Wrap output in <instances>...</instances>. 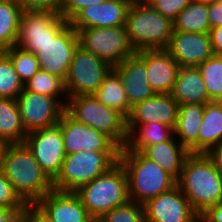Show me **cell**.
I'll list each match as a JSON object with an SVG mask.
<instances>
[{
	"instance_id": "obj_36",
	"label": "cell",
	"mask_w": 222,
	"mask_h": 222,
	"mask_svg": "<svg viewBox=\"0 0 222 222\" xmlns=\"http://www.w3.org/2000/svg\"><path fill=\"white\" fill-rule=\"evenodd\" d=\"M28 205L14 191L11 182L0 170V208L26 209Z\"/></svg>"
},
{
	"instance_id": "obj_45",
	"label": "cell",
	"mask_w": 222,
	"mask_h": 222,
	"mask_svg": "<svg viewBox=\"0 0 222 222\" xmlns=\"http://www.w3.org/2000/svg\"><path fill=\"white\" fill-rule=\"evenodd\" d=\"M206 155L210 158L215 167L222 173V140L211 148Z\"/></svg>"
},
{
	"instance_id": "obj_29",
	"label": "cell",
	"mask_w": 222,
	"mask_h": 222,
	"mask_svg": "<svg viewBox=\"0 0 222 222\" xmlns=\"http://www.w3.org/2000/svg\"><path fill=\"white\" fill-rule=\"evenodd\" d=\"M23 11L17 0L0 1V52L16 45Z\"/></svg>"
},
{
	"instance_id": "obj_28",
	"label": "cell",
	"mask_w": 222,
	"mask_h": 222,
	"mask_svg": "<svg viewBox=\"0 0 222 222\" xmlns=\"http://www.w3.org/2000/svg\"><path fill=\"white\" fill-rule=\"evenodd\" d=\"M27 134L17 101L0 98V138L9 144L24 143Z\"/></svg>"
},
{
	"instance_id": "obj_27",
	"label": "cell",
	"mask_w": 222,
	"mask_h": 222,
	"mask_svg": "<svg viewBox=\"0 0 222 222\" xmlns=\"http://www.w3.org/2000/svg\"><path fill=\"white\" fill-rule=\"evenodd\" d=\"M102 104L111 107L127 118L131 111L126 91L118 73L112 69L93 94Z\"/></svg>"
},
{
	"instance_id": "obj_42",
	"label": "cell",
	"mask_w": 222,
	"mask_h": 222,
	"mask_svg": "<svg viewBox=\"0 0 222 222\" xmlns=\"http://www.w3.org/2000/svg\"><path fill=\"white\" fill-rule=\"evenodd\" d=\"M200 222H222V202L203 213Z\"/></svg>"
},
{
	"instance_id": "obj_9",
	"label": "cell",
	"mask_w": 222,
	"mask_h": 222,
	"mask_svg": "<svg viewBox=\"0 0 222 222\" xmlns=\"http://www.w3.org/2000/svg\"><path fill=\"white\" fill-rule=\"evenodd\" d=\"M112 69L109 63L78 45L64 82L67 98L93 95Z\"/></svg>"
},
{
	"instance_id": "obj_1",
	"label": "cell",
	"mask_w": 222,
	"mask_h": 222,
	"mask_svg": "<svg viewBox=\"0 0 222 222\" xmlns=\"http://www.w3.org/2000/svg\"><path fill=\"white\" fill-rule=\"evenodd\" d=\"M177 186L199 216L222 202V173L206 154L186 157Z\"/></svg>"
},
{
	"instance_id": "obj_34",
	"label": "cell",
	"mask_w": 222,
	"mask_h": 222,
	"mask_svg": "<svg viewBox=\"0 0 222 222\" xmlns=\"http://www.w3.org/2000/svg\"><path fill=\"white\" fill-rule=\"evenodd\" d=\"M24 89L10 59L0 52V98L15 99Z\"/></svg>"
},
{
	"instance_id": "obj_30",
	"label": "cell",
	"mask_w": 222,
	"mask_h": 222,
	"mask_svg": "<svg viewBox=\"0 0 222 222\" xmlns=\"http://www.w3.org/2000/svg\"><path fill=\"white\" fill-rule=\"evenodd\" d=\"M174 31L210 33L208 5L191 1L173 21Z\"/></svg>"
},
{
	"instance_id": "obj_22",
	"label": "cell",
	"mask_w": 222,
	"mask_h": 222,
	"mask_svg": "<svg viewBox=\"0 0 222 222\" xmlns=\"http://www.w3.org/2000/svg\"><path fill=\"white\" fill-rule=\"evenodd\" d=\"M170 95L179 106L211 102L198 67H180Z\"/></svg>"
},
{
	"instance_id": "obj_11",
	"label": "cell",
	"mask_w": 222,
	"mask_h": 222,
	"mask_svg": "<svg viewBox=\"0 0 222 222\" xmlns=\"http://www.w3.org/2000/svg\"><path fill=\"white\" fill-rule=\"evenodd\" d=\"M24 143L41 169L53 181L60 173L66 157L59 124L29 132Z\"/></svg>"
},
{
	"instance_id": "obj_5",
	"label": "cell",
	"mask_w": 222,
	"mask_h": 222,
	"mask_svg": "<svg viewBox=\"0 0 222 222\" xmlns=\"http://www.w3.org/2000/svg\"><path fill=\"white\" fill-rule=\"evenodd\" d=\"M125 26L135 51L166 48L174 32L172 20L161 15L151 4L138 0L131 2Z\"/></svg>"
},
{
	"instance_id": "obj_19",
	"label": "cell",
	"mask_w": 222,
	"mask_h": 222,
	"mask_svg": "<svg viewBox=\"0 0 222 222\" xmlns=\"http://www.w3.org/2000/svg\"><path fill=\"white\" fill-rule=\"evenodd\" d=\"M179 104L170 94L156 93L132 106L126 125H144L151 122L161 123L175 129Z\"/></svg>"
},
{
	"instance_id": "obj_14",
	"label": "cell",
	"mask_w": 222,
	"mask_h": 222,
	"mask_svg": "<svg viewBox=\"0 0 222 222\" xmlns=\"http://www.w3.org/2000/svg\"><path fill=\"white\" fill-rule=\"evenodd\" d=\"M65 154L79 151L120 152V147L106 134L75 121L66 112L59 120Z\"/></svg>"
},
{
	"instance_id": "obj_26",
	"label": "cell",
	"mask_w": 222,
	"mask_h": 222,
	"mask_svg": "<svg viewBox=\"0 0 222 222\" xmlns=\"http://www.w3.org/2000/svg\"><path fill=\"white\" fill-rule=\"evenodd\" d=\"M222 140V101L205 104L199 128V153L206 154Z\"/></svg>"
},
{
	"instance_id": "obj_24",
	"label": "cell",
	"mask_w": 222,
	"mask_h": 222,
	"mask_svg": "<svg viewBox=\"0 0 222 222\" xmlns=\"http://www.w3.org/2000/svg\"><path fill=\"white\" fill-rule=\"evenodd\" d=\"M203 104L185 103L179 106L175 138L190 152L199 153V128L204 114Z\"/></svg>"
},
{
	"instance_id": "obj_8",
	"label": "cell",
	"mask_w": 222,
	"mask_h": 222,
	"mask_svg": "<svg viewBox=\"0 0 222 222\" xmlns=\"http://www.w3.org/2000/svg\"><path fill=\"white\" fill-rule=\"evenodd\" d=\"M79 45L112 67L136 53L132 47L126 26L82 28L77 31Z\"/></svg>"
},
{
	"instance_id": "obj_25",
	"label": "cell",
	"mask_w": 222,
	"mask_h": 222,
	"mask_svg": "<svg viewBox=\"0 0 222 222\" xmlns=\"http://www.w3.org/2000/svg\"><path fill=\"white\" fill-rule=\"evenodd\" d=\"M128 138L124 148L120 151H138L145 146L169 141L175 136L174 128L151 122L144 125H126Z\"/></svg>"
},
{
	"instance_id": "obj_49",
	"label": "cell",
	"mask_w": 222,
	"mask_h": 222,
	"mask_svg": "<svg viewBox=\"0 0 222 222\" xmlns=\"http://www.w3.org/2000/svg\"><path fill=\"white\" fill-rule=\"evenodd\" d=\"M138 1L146 3V4H150L153 0H138Z\"/></svg>"
},
{
	"instance_id": "obj_10",
	"label": "cell",
	"mask_w": 222,
	"mask_h": 222,
	"mask_svg": "<svg viewBox=\"0 0 222 222\" xmlns=\"http://www.w3.org/2000/svg\"><path fill=\"white\" fill-rule=\"evenodd\" d=\"M67 23L57 11L25 9L21 16L16 45L35 54Z\"/></svg>"
},
{
	"instance_id": "obj_16",
	"label": "cell",
	"mask_w": 222,
	"mask_h": 222,
	"mask_svg": "<svg viewBox=\"0 0 222 222\" xmlns=\"http://www.w3.org/2000/svg\"><path fill=\"white\" fill-rule=\"evenodd\" d=\"M165 49L180 67H198L214 55L209 33L174 31Z\"/></svg>"
},
{
	"instance_id": "obj_17",
	"label": "cell",
	"mask_w": 222,
	"mask_h": 222,
	"mask_svg": "<svg viewBox=\"0 0 222 222\" xmlns=\"http://www.w3.org/2000/svg\"><path fill=\"white\" fill-rule=\"evenodd\" d=\"M133 0H105L79 11L70 21L76 30L82 28L118 27L126 24L128 8Z\"/></svg>"
},
{
	"instance_id": "obj_38",
	"label": "cell",
	"mask_w": 222,
	"mask_h": 222,
	"mask_svg": "<svg viewBox=\"0 0 222 222\" xmlns=\"http://www.w3.org/2000/svg\"><path fill=\"white\" fill-rule=\"evenodd\" d=\"M103 1L105 0H62L58 12L69 22L83 8Z\"/></svg>"
},
{
	"instance_id": "obj_12",
	"label": "cell",
	"mask_w": 222,
	"mask_h": 222,
	"mask_svg": "<svg viewBox=\"0 0 222 222\" xmlns=\"http://www.w3.org/2000/svg\"><path fill=\"white\" fill-rule=\"evenodd\" d=\"M78 45L77 31L68 22L35 53L40 69L65 82L69 66Z\"/></svg>"
},
{
	"instance_id": "obj_6",
	"label": "cell",
	"mask_w": 222,
	"mask_h": 222,
	"mask_svg": "<svg viewBox=\"0 0 222 222\" xmlns=\"http://www.w3.org/2000/svg\"><path fill=\"white\" fill-rule=\"evenodd\" d=\"M65 112L75 121L106 134L120 148L125 147L128 138L126 118L94 95L67 98Z\"/></svg>"
},
{
	"instance_id": "obj_18",
	"label": "cell",
	"mask_w": 222,
	"mask_h": 222,
	"mask_svg": "<svg viewBox=\"0 0 222 222\" xmlns=\"http://www.w3.org/2000/svg\"><path fill=\"white\" fill-rule=\"evenodd\" d=\"M34 206L51 222H89L92 219L75 192L53 189Z\"/></svg>"
},
{
	"instance_id": "obj_46",
	"label": "cell",
	"mask_w": 222,
	"mask_h": 222,
	"mask_svg": "<svg viewBox=\"0 0 222 222\" xmlns=\"http://www.w3.org/2000/svg\"><path fill=\"white\" fill-rule=\"evenodd\" d=\"M8 145L9 143L6 140L0 138V170L2 169L4 154Z\"/></svg>"
},
{
	"instance_id": "obj_47",
	"label": "cell",
	"mask_w": 222,
	"mask_h": 222,
	"mask_svg": "<svg viewBox=\"0 0 222 222\" xmlns=\"http://www.w3.org/2000/svg\"><path fill=\"white\" fill-rule=\"evenodd\" d=\"M197 3H202V4H206V5H210L211 3H213L216 0H191Z\"/></svg>"
},
{
	"instance_id": "obj_2",
	"label": "cell",
	"mask_w": 222,
	"mask_h": 222,
	"mask_svg": "<svg viewBox=\"0 0 222 222\" xmlns=\"http://www.w3.org/2000/svg\"><path fill=\"white\" fill-rule=\"evenodd\" d=\"M1 171L27 205H35L53 190V181L41 169L25 143L8 145Z\"/></svg>"
},
{
	"instance_id": "obj_4",
	"label": "cell",
	"mask_w": 222,
	"mask_h": 222,
	"mask_svg": "<svg viewBox=\"0 0 222 222\" xmlns=\"http://www.w3.org/2000/svg\"><path fill=\"white\" fill-rule=\"evenodd\" d=\"M75 193L91 218H101L114 208L127 204L128 178L118 161L106 173L81 186Z\"/></svg>"
},
{
	"instance_id": "obj_13",
	"label": "cell",
	"mask_w": 222,
	"mask_h": 222,
	"mask_svg": "<svg viewBox=\"0 0 222 222\" xmlns=\"http://www.w3.org/2000/svg\"><path fill=\"white\" fill-rule=\"evenodd\" d=\"M21 121L27 133L59 123L65 107L54 97L26 90L16 98Z\"/></svg>"
},
{
	"instance_id": "obj_3",
	"label": "cell",
	"mask_w": 222,
	"mask_h": 222,
	"mask_svg": "<svg viewBox=\"0 0 222 222\" xmlns=\"http://www.w3.org/2000/svg\"><path fill=\"white\" fill-rule=\"evenodd\" d=\"M119 162L127 174L131 202L144 204L177 186V180L171 174L138 151H120Z\"/></svg>"
},
{
	"instance_id": "obj_44",
	"label": "cell",
	"mask_w": 222,
	"mask_h": 222,
	"mask_svg": "<svg viewBox=\"0 0 222 222\" xmlns=\"http://www.w3.org/2000/svg\"><path fill=\"white\" fill-rule=\"evenodd\" d=\"M212 49L215 55H222V26L210 30Z\"/></svg>"
},
{
	"instance_id": "obj_35",
	"label": "cell",
	"mask_w": 222,
	"mask_h": 222,
	"mask_svg": "<svg viewBox=\"0 0 222 222\" xmlns=\"http://www.w3.org/2000/svg\"><path fill=\"white\" fill-rule=\"evenodd\" d=\"M100 219L102 222H145V211L143 204L129 201L107 212Z\"/></svg>"
},
{
	"instance_id": "obj_33",
	"label": "cell",
	"mask_w": 222,
	"mask_h": 222,
	"mask_svg": "<svg viewBox=\"0 0 222 222\" xmlns=\"http://www.w3.org/2000/svg\"><path fill=\"white\" fill-rule=\"evenodd\" d=\"M3 52L10 59L23 85L40 70L38 59L34 53L26 51L17 45Z\"/></svg>"
},
{
	"instance_id": "obj_23",
	"label": "cell",
	"mask_w": 222,
	"mask_h": 222,
	"mask_svg": "<svg viewBox=\"0 0 222 222\" xmlns=\"http://www.w3.org/2000/svg\"><path fill=\"white\" fill-rule=\"evenodd\" d=\"M140 153L156 162L164 171L179 179L186 157L190 152L173 137L169 141L145 146Z\"/></svg>"
},
{
	"instance_id": "obj_40",
	"label": "cell",
	"mask_w": 222,
	"mask_h": 222,
	"mask_svg": "<svg viewBox=\"0 0 222 222\" xmlns=\"http://www.w3.org/2000/svg\"><path fill=\"white\" fill-rule=\"evenodd\" d=\"M208 17L211 28L222 26V0L208 5Z\"/></svg>"
},
{
	"instance_id": "obj_32",
	"label": "cell",
	"mask_w": 222,
	"mask_h": 222,
	"mask_svg": "<svg viewBox=\"0 0 222 222\" xmlns=\"http://www.w3.org/2000/svg\"><path fill=\"white\" fill-rule=\"evenodd\" d=\"M209 99L222 101V55H213L198 66Z\"/></svg>"
},
{
	"instance_id": "obj_7",
	"label": "cell",
	"mask_w": 222,
	"mask_h": 222,
	"mask_svg": "<svg viewBox=\"0 0 222 222\" xmlns=\"http://www.w3.org/2000/svg\"><path fill=\"white\" fill-rule=\"evenodd\" d=\"M120 152L79 151L66 155L53 189L75 192L81 186L106 173L119 161Z\"/></svg>"
},
{
	"instance_id": "obj_41",
	"label": "cell",
	"mask_w": 222,
	"mask_h": 222,
	"mask_svg": "<svg viewBox=\"0 0 222 222\" xmlns=\"http://www.w3.org/2000/svg\"><path fill=\"white\" fill-rule=\"evenodd\" d=\"M25 222H51L34 205H28L22 214Z\"/></svg>"
},
{
	"instance_id": "obj_37",
	"label": "cell",
	"mask_w": 222,
	"mask_h": 222,
	"mask_svg": "<svg viewBox=\"0 0 222 222\" xmlns=\"http://www.w3.org/2000/svg\"><path fill=\"white\" fill-rule=\"evenodd\" d=\"M191 0H153L150 4L164 17L174 21Z\"/></svg>"
},
{
	"instance_id": "obj_43",
	"label": "cell",
	"mask_w": 222,
	"mask_h": 222,
	"mask_svg": "<svg viewBox=\"0 0 222 222\" xmlns=\"http://www.w3.org/2000/svg\"><path fill=\"white\" fill-rule=\"evenodd\" d=\"M25 209L0 208V222H20Z\"/></svg>"
},
{
	"instance_id": "obj_15",
	"label": "cell",
	"mask_w": 222,
	"mask_h": 222,
	"mask_svg": "<svg viewBox=\"0 0 222 222\" xmlns=\"http://www.w3.org/2000/svg\"><path fill=\"white\" fill-rule=\"evenodd\" d=\"M145 222H200L178 186L148 199L144 204Z\"/></svg>"
},
{
	"instance_id": "obj_39",
	"label": "cell",
	"mask_w": 222,
	"mask_h": 222,
	"mask_svg": "<svg viewBox=\"0 0 222 222\" xmlns=\"http://www.w3.org/2000/svg\"><path fill=\"white\" fill-rule=\"evenodd\" d=\"M17 1L24 10L37 9V10H53L57 12L62 2V0H17Z\"/></svg>"
},
{
	"instance_id": "obj_31",
	"label": "cell",
	"mask_w": 222,
	"mask_h": 222,
	"mask_svg": "<svg viewBox=\"0 0 222 222\" xmlns=\"http://www.w3.org/2000/svg\"><path fill=\"white\" fill-rule=\"evenodd\" d=\"M24 88L29 91L54 97L64 107L66 106L67 95L64 88V82L60 78L50 75L46 71L40 69L31 79H29L24 84ZM62 98L64 100H62Z\"/></svg>"
},
{
	"instance_id": "obj_21",
	"label": "cell",
	"mask_w": 222,
	"mask_h": 222,
	"mask_svg": "<svg viewBox=\"0 0 222 222\" xmlns=\"http://www.w3.org/2000/svg\"><path fill=\"white\" fill-rule=\"evenodd\" d=\"M146 78L155 93L170 94L180 66L165 48L145 49Z\"/></svg>"
},
{
	"instance_id": "obj_48",
	"label": "cell",
	"mask_w": 222,
	"mask_h": 222,
	"mask_svg": "<svg viewBox=\"0 0 222 222\" xmlns=\"http://www.w3.org/2000/svg\"><path fill=\"white\" fill-rule=\"evenodd\" d=\"M89 222H102V220L99 218H92Z\"/></svg>"
},
{
	"instance_id": "obj_20",
	"label": "cell",
	"mask_w": 222,
	"mask_h": 222,
	"mask_svg": "<svg viewBox=\"0 0 222 222\" xmlns=\"http://www.w3.org/2000/svg\"><path fill=\"white\" fill-rule=\"evenodd\" d=\"M113 69L122 80L131 107L156 94L146 78L145 49L136 51L134 55L117 64Z\"/></svg>"
}]
</instances>
